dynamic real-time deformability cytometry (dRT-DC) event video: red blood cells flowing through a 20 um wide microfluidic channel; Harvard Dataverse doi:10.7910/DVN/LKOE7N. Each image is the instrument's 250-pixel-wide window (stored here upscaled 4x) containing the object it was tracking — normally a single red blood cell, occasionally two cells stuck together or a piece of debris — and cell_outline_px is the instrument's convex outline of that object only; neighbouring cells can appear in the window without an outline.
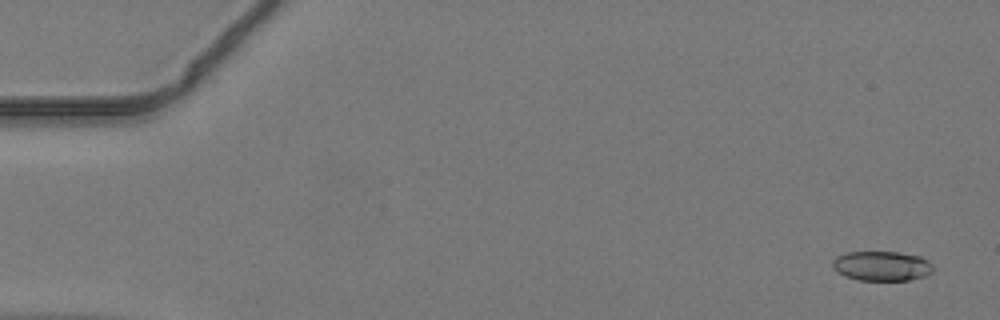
{"species": "common noctule bat (a hibernating species)", "species_latin": "Nyctalus noctula", "temperature_condition": "warm", "stored_images_in_passage": 48, "camera_frame_rate_fps": 3000, "um_per_image_px": 0.085, "animal": {"sex": "male", "body_mass_g": 19.2, "forearm_length_mm": 51.8}, "frame": {"image": 1, "passage_image": 2, "time_ms": 0.333, "image_size_px": [1000, 320], "cell_outline_px": [[932, 272], [924, 276], [908, 280], [860, 280], [844, 276], [832, 264], [832, 260], [836, 256], [844, 252], [900, 252], [920, 256], [932, 264]], "centroid_in_image_um": [74.95, 22.59], "position_along_channel_um": 10.1, "area_um2": 17.28}}
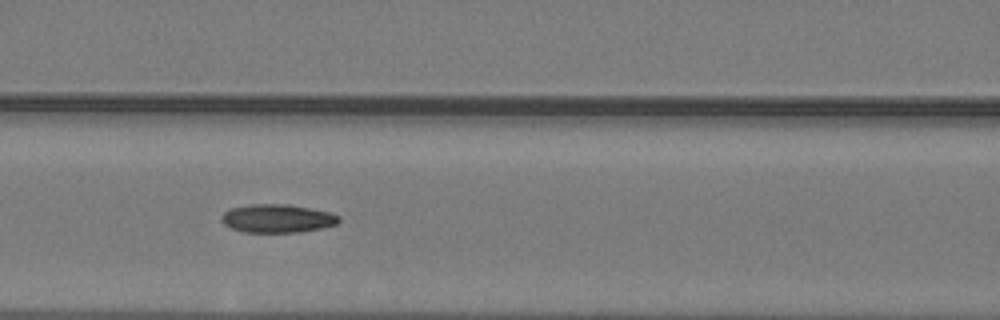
{"frame": {"image": 2, "passage_image": 21, "time_ms": 6.667, "image_size_px": [1000, 320], "cell_outline_px": [[340, 220], [336, 224], [320, 228], [296, 232], [244, 232], [232, 228], [224, 224], [220, 220], [220, 216], [224, 212], [232, 208], [252, 204], [288, 204], [328, 212], [340, 216]], "centroid_in_image_um": [23.54, 18.56], "position_along_channel_um": 143.1, "area_um2": 19.19}}
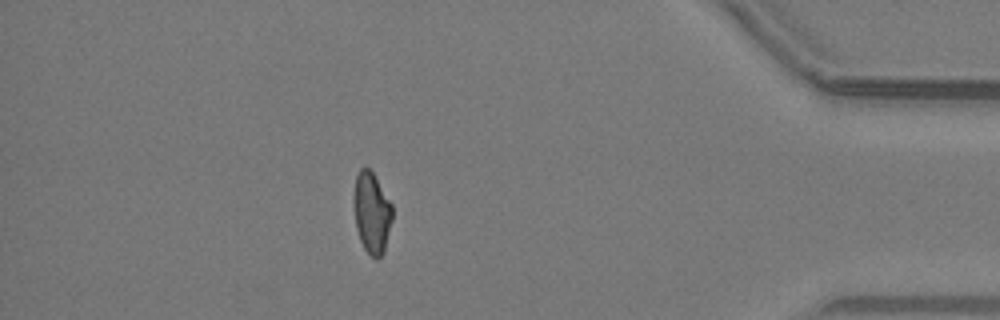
{"frame": {"image": 3, "passage_image": 42, "time_ms": 13.667, "image_size_px": [1000, 320], "cell_outline_px": [[392, 220], [384, 252], [376, 260], [364, 248], [360, 240], [356, 228], [356, 176], [360, 168], [368, 168], [372, 172], [392, 204]], "centroid_in_image_um": [31.64, 18.13], "position_along_channel_um": 403.6, "area_um2": 17.51}}